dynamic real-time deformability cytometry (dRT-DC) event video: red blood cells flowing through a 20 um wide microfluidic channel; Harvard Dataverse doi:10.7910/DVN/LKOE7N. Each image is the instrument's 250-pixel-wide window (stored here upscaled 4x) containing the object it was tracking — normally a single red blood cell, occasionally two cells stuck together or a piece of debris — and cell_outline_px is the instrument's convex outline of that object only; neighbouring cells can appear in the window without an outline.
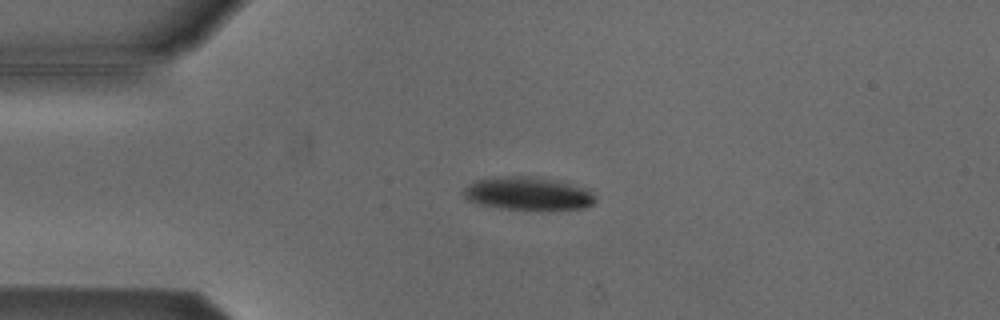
{"species": "Egyptian fruit bat (a non-hibernating species)", "species_latin": "Rousettus aegyptiacus", "temperature_condition": "cold", "stored_images_in_passage": 6, "camera_frame_rate_fps": 3000, "um_per_image_px": 0.085, "animal": {"sex": "male"}, "frame": {"image": 1, "passage_image": 3, "time_ms": 0.667, "image_size_px": [1000, 320], "cell_outline_px": [[596, 200], [592, 204], [584, 208], [548, 212], [536, 212], [500, 208], [476, 204], [468, 200], [460, 192], [468, 184], [476, 180], [508, 176], [532, 176], [560, 180], [588, 188], [596, 196]], "centroid_in_image_um": [44.93, 16.49], "position_along_channel_um": 40.1, "area_um2": 26.7}}
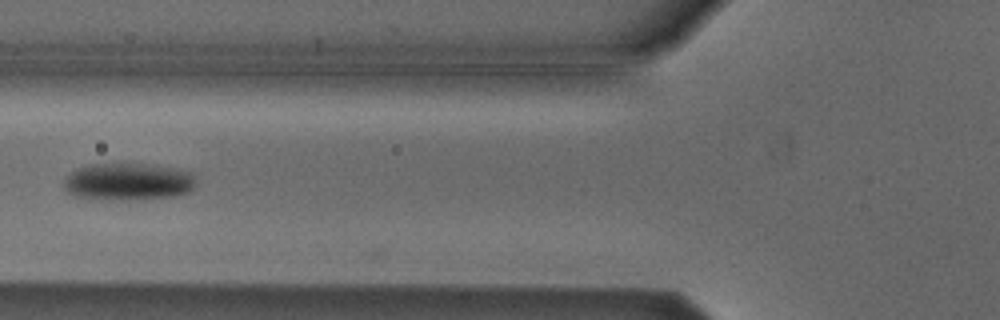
{"frame": {"image": 2, "passage_image": 5, "time_ms": 1.333, "image_size_px": [1000, 320], "cell_outline_px": [[196, 184], [188, 192], [172, 196], [144, 200], [88, 200], [72, 196], [64, 188], [64, 180], [72, 172], [88, 164], [148, 164], [172, 168], [192, 172]], "centroid_in_image_um": [10.85, 15.48], "position_along_channel_um": 114.9, "area_um2": 29.07}}
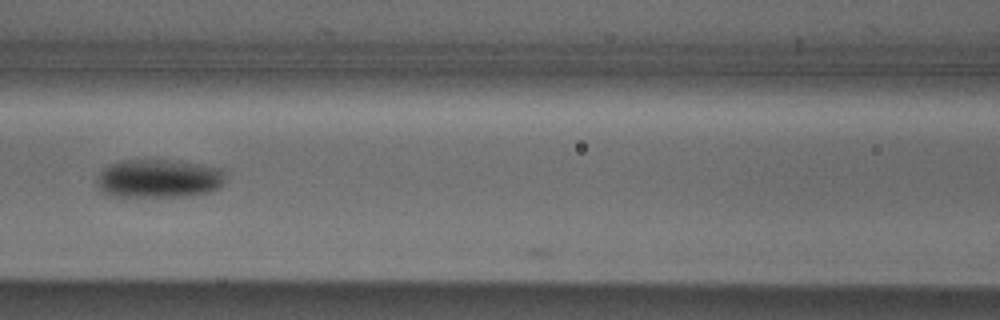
{"frame": {"image": 3, "passage_image": 6, "time_ms": 1.667, "image_size_px": [1000, 320], "cell_outline_px": [[224, 184], [220, 188], [212, 192], [188, 196], [112, 196], [104, 192], [96, 184], [96, 180], [100, 172], [108, 164], [124, 160], [176, 160], [200, 164], [220, 168], [224, 172]], "centroid_in_image_um": [13.52, 15.17], "position_along_channel_um": 153.1, "area_um2": 29.07}}